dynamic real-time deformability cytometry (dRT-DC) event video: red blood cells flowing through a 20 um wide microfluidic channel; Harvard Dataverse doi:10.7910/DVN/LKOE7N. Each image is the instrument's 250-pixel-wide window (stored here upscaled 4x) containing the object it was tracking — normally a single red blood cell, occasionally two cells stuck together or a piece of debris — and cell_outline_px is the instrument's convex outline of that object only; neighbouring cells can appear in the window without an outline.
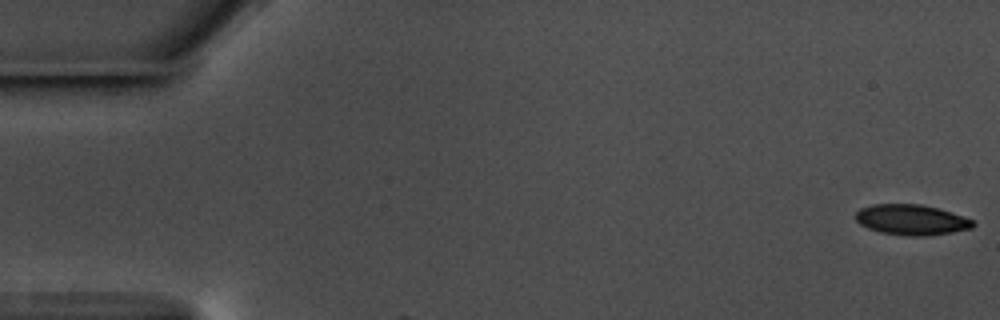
{"species": "common noctule bat (a hibernating species)", "species_latin": "Nyctalus noctula", "temperature_condition": "warm", "stored_images_in_passage": 4, "camera_frame_rate_fps": 3000, "um_per_image_px": 0.085, "animal": {"sex": "male", "body_mass_g": 17.5, "forearm_length_mm": 52.3}, "frame": {"image": 1, "passage_image": 1, "time_ms": 0.0, "image_size_px": [1000, 320], "cell_outline_px": [[976, 224], [972, 228], [952, 232], [924, 236], [908, 236], [880, 232], [868, 228], [860, 224], [856, 220], [856, 212], [860, 208], [872, 204], [920, 204], [936, 208], [964, 216], [972, 220]], "centroid_in_image_um": [77.46, 18.68], "position_along_channel_um": 7.5, "area_um2": 20.75}}